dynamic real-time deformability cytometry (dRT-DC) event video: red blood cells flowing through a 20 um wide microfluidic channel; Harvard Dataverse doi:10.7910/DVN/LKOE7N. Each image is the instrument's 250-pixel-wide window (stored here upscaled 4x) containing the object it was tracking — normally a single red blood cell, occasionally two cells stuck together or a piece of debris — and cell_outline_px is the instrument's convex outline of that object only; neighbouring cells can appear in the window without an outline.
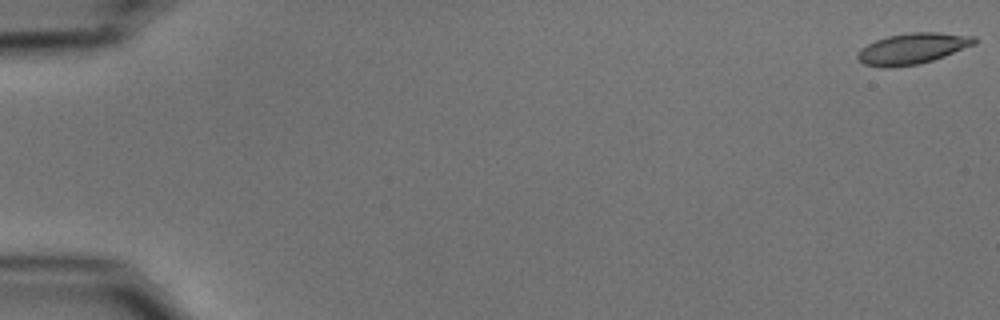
{"species": "common noctule bat (a hibernating species)", "species_latin": "Nyctalus noctula", "temperature_condition": "cold", "stored_images_in_passage": 55, "camera_frame_rate_fps": 3000, "um_per_image_px": 0.085, "animal": {"sex": "male", "body_mass_g": 15.6}, "frame": {"image": 1, "passage_image": 1, "time_ms": 0.0, "image_size_px": [1000, 320], "cell_outline_px": [[976, 44], [944, 56], [920, 64], [888, 68], [864, 64], [856, 56], [860, 48], [876, 40], [888, 36], [908, 32], [936, 32], [976, 36]], "centroid_in_image_um": [77.57, 4.12], "position_along_channel_um": 7.4, "area_um2": 21.04}}
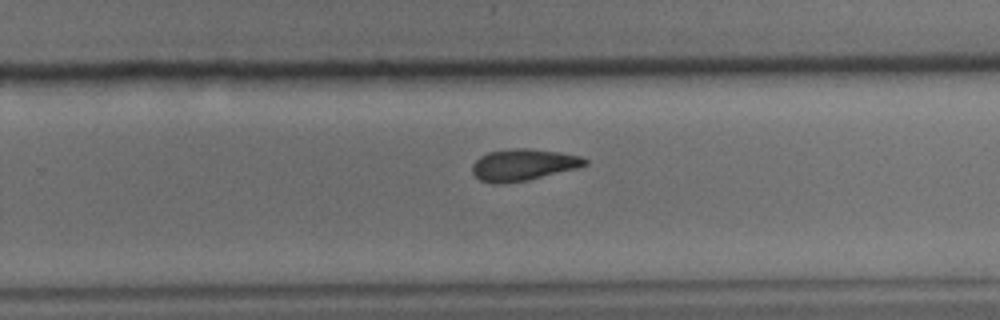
{"frame": {"image": 2, "passage_image": 36, "time_ms": 11.667, "image_size_px": [1000, 320], "cell_outline_px": [[588, 164], [576, 168], [528, 180], [500, 184], [492, 184], [480, 180], [472, 172], [472, 164], [480, 156], [488, 152], [512, 148], [528, 148], [556, 152], [580, 156], [588, 160]], "centroid_in_image_um": [44.43, 14.01], "position_along_channel_um": 285.4, "area_um2": 20.69}}
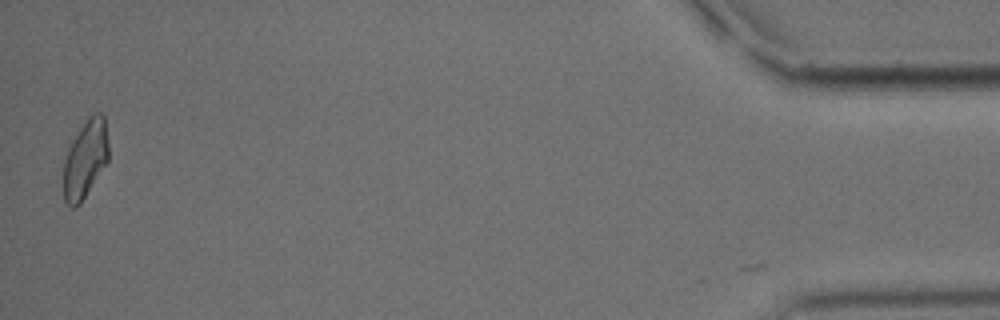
{"frame": {"image": 3, "passage_image": 54, "time_ms": 17.667, "image_size_px": [1000, 320], "cell_outline_px": [[108, 160], [80, 204], [76, 208], [72, 208], [64, 200], [64, 160], [68, 148], [80, 128], [88, 116], [92, 112], [100, 112], [104, 116], [108, 144]], "centroid_in_image_um": [7.25, 13.51], "position_along_channel_um": 428.0, "area_um2": 20.29}, "authors_computed_cell_mechanics": {"area_um2": 21.0392, "velocity_mm_per_s": 3.743, "shape_relaxation_time_tau1_ms": 8.7173, "shape_relaxation_time_tau2_ms": 8.941, "deformation_change_tau1": 0.1716, "deformation_change_tau2": 0.1671}}